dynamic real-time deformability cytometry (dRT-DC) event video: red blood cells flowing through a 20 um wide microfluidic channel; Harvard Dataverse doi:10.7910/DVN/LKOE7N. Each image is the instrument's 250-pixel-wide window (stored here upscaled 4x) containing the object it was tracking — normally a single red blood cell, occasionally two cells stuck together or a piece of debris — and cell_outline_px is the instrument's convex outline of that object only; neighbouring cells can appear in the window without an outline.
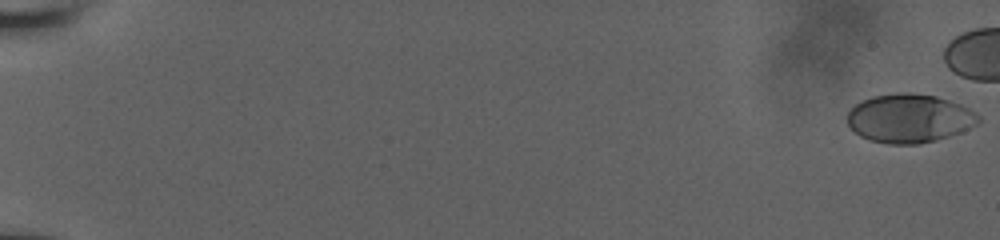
{"species": "human", "species_latin": "Homo sapiens", "temperature_condition": "room temperature", "stored_images_in_passage": 53, "camera_frame_rate_fps": 3000, "um_per_image_px": 0.085, "donor": {"sex": "male"}, "frame": {"image": 1, "passage_image": 1, "time_ms": 0.0, "image_size_px": [1000, 240], "cell_outline_px": [[980, 120], [976, 124], [960, 132], [936, 140], [916, 144], [888, 144], [868, 140], [860, 136], [848, 124], [848, 112], [856, 104], [872, 96], [896, 92], [912, 92], [936, 96], [960, 104], [976, 112], [980, 116]], "centroid_in_image_um": [77.29, 10.05], "position_along_channel_um": 7.7, "area_um2": 37.17}}
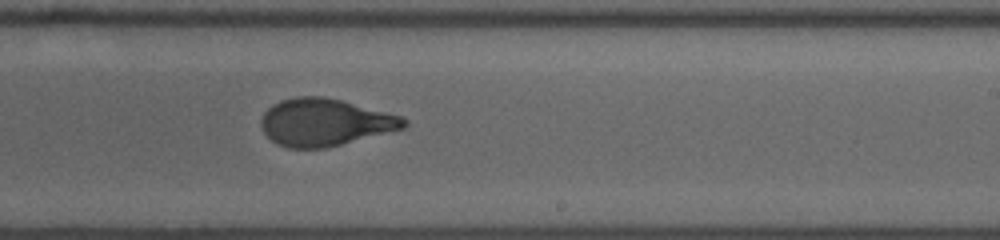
{"frame": {"image": 2, "passage_image": 36, "time_ms": 12.0, "image_size_px": [1000, 240], "cell_outline_px": [[408, 124], [404, 128], [324, 148], [288, 148], [272, 140], [264, 132], [260, 124], [260, 120], [264, 112], [272, 104], [280, 100], [296, 96], [324, 96], [340, 100], [400, 116], [408, 120]], "centroid_in_image_um": [27.57, 10.38], "position_along_channel_um": 261.4, "area_um2": 38.9}}
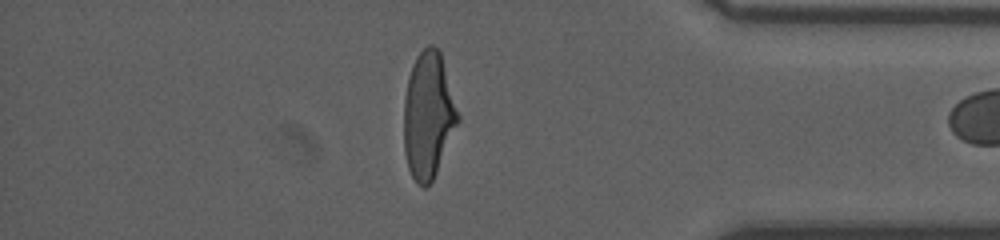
{"frame": {"image": 3, "passage_image": 51, "time_ms": 16.0, "image_size_px": [1000, 240], "cell_outline_px": [[460, 120], [436, 172], [432, 180], [424, 188], [416, 184], [408, 168], [404, 152], [404, 100], [408, 76], [412, 64], [416, 56], [428, 44], [432, 44], [440, 52], [460, 116]], "centroid_in_image_um": [36.39, 9.8], "position_along_channel_um": 398.8, "area_um2": 39.77}}